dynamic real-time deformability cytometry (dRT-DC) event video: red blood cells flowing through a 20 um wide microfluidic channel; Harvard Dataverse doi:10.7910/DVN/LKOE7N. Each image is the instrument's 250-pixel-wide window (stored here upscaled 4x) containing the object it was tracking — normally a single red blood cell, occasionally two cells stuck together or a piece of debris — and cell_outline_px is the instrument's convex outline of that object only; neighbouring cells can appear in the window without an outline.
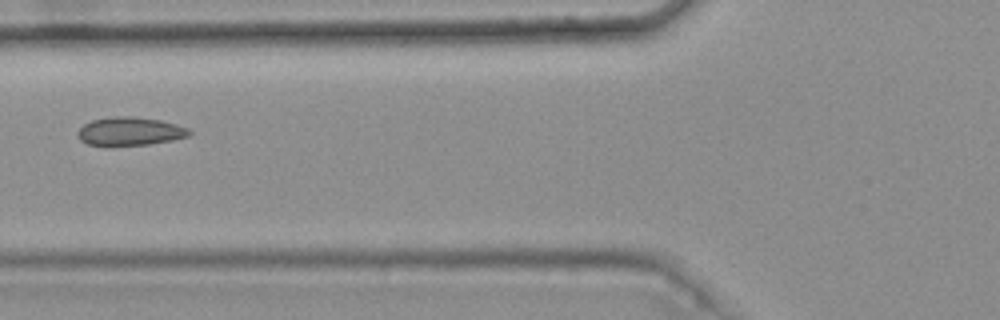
{"species": "common noctule bat (a hibernating species)", "species_latin": "Nyctalus noctula", "temperature_condition": "warm", "stored_images_in_passage": 5, "camera_frame_rate_fps": 3000, "um_per_image_px": 0.085, "animal": {"sex": "female", "body_mass_g": 25.1}, "frame": {"image": 1, "passage_image": 5, "time_ms": 1.333, "image_size_px": [1000, 320], "cell_outline_px": [[192, 132], [188, 136], [172, 140], [148, 144], [108, 148], [88, 144], [80, 140], [76, 136], [76, 132], [84, 124], [92, 120], [116, 116], [132, 116], [160, 120], [176, 124], [188, 128]], "centroid_in_image_um": [10.99, 11.19], "position_along_channel_um": 114.8, "area_um2": 18.96}}